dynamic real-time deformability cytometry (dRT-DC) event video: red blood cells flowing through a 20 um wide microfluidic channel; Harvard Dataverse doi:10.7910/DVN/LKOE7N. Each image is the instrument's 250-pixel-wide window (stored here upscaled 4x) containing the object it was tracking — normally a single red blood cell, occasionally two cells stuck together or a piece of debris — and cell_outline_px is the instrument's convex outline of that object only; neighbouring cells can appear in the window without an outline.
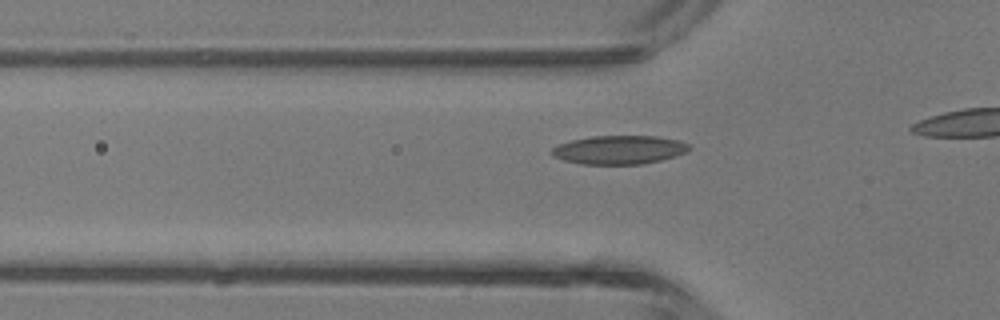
{"species": "common noctule bat (a hibernating species)", "species_latin": "Nyctalus noctula", "temperature_condition": "room temperature", "stored_images_in_passage": 4, "camera_frame_rate_fps": 3000, "um_per_image_px": 0.085, "animal": {"sex": "male", "body_mass_g": 13.3}, "frame": {"image": 1, "passage_image": 4, "time_ms": 3.333, "image_size_px": [1000, 320], "cell_outline_px": [[692, 148], [676, 156], [644, 164], [580, 164], [564, 160], [552, 156], [548, 152], [552, 148], [560, 144], [572, 140], [592, 136], [656, 136], [680, 140], [688, 144]], "centroid_in_image_um": [52.62, 12.73], "position_along_channel_um": 73.2, "area_um2": 23.0}}